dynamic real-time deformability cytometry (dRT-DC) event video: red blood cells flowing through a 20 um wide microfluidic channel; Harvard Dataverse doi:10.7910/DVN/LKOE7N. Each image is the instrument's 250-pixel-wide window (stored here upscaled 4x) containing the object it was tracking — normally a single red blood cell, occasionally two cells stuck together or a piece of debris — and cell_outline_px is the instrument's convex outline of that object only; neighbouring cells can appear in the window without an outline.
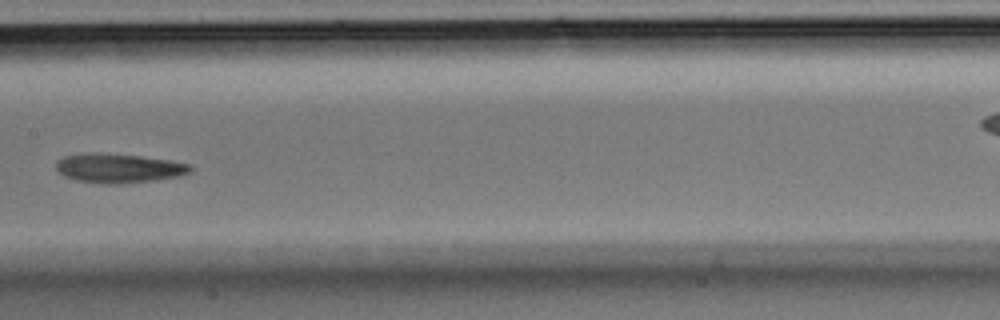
{"species": "Egyptian fruit bat (a non-hibernating species)", "species_latin": "Rousettus aegyptiacus", "temperature_condition": "room temperature", "stored_images_in_passage": 19, "camera_frame_rate_fps": 3000, "um_per_image_px": 0.085, "animal": {"sex": "male"}, "frame": {"image": 1, "passage_image": 11, "time_ms": 3.333, "image_size_px": [1000, 320], "cell_outline_px": [[192, 172], [180, 176], [156, 180], [120, 184], [104, 184], [80, 180], [64, 176], [56, 168], [56, 164], [64, 156], [88, 152], [96, 152], [140, 156], [168, 160], [192, 164]], "centroid_in_image_um": [10.14, 14.29], "position_along_channel_um": 197.3, "area_um2": 22.89}}